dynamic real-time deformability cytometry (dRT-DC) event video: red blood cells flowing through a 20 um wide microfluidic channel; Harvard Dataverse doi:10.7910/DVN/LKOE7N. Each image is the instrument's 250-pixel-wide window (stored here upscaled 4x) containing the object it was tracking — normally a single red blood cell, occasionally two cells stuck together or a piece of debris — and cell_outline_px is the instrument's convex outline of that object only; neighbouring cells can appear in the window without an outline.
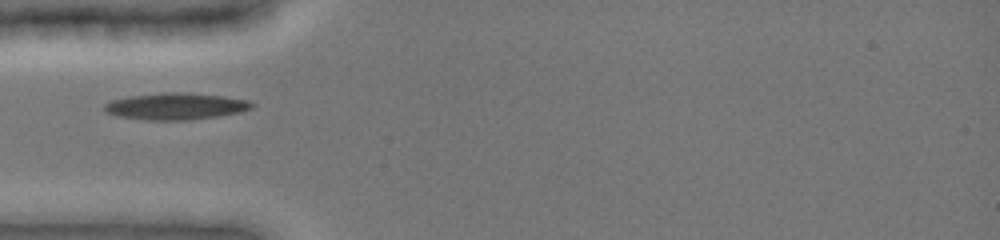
{"species": "common noctule bat (a hibernating species)", "species_latin": "Nyctalus noctula", "temperature_condition": "cold", "stored_images_in_passage": 2, "camera_frame_rate_fps": 3000, "um_per_image_px": 0.085, "animal": {"sex": "female", "body_mass_g": 19.0, "forearm_length_mm": 51.5}, "frame": {"image": 1, "passage_image": 1, "time_ms": 0.0, "image_size_px": [1000, 240], "cell_outline_px": [[256, 104], [252, 108], [240, 112], [220, 116], [192, 120], [148, 120], [116, 116], [108, 112], [104, 108], [104, 104], [112, 100], [128, 96], [164, 92], [176, 92], [224, 96], [248, 100]], "centroid_in_image_um": [14.97, 9.04], "position_along_channel_um": 70.0, "area_um2": 23.0}}